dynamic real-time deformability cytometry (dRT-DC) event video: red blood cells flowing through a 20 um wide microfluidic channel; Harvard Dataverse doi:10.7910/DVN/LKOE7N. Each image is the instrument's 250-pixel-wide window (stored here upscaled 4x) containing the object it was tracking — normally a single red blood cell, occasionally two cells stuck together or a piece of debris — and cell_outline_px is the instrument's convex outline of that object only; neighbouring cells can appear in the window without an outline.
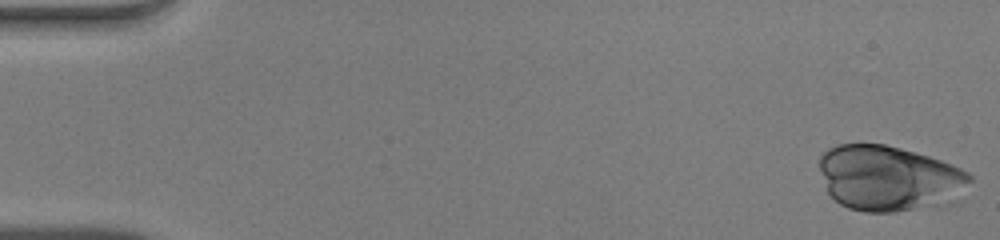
{"species": "human", "species_latin": "Homo sapiens", "temperature_condition": "warm", "stored_images_in_passage": 44, "camera_frame_rate_fps": 3000, "um_per_image_px": 0.085, "donor": {"sex": "male"}, "frame": {"image": 1, "passage_image": 1, "time_ms": 0.0, "image_size_px": [1000, 240], "cell_outline_px": [[972, 180], [912, 208], [896, 212], [864, 212], [848, 208], [840, 204], [828, 192], [820, 168], [820, 156], [828, 148], [836, 144], [884, 144], [916, 152], [940, 160], [960, 168], [968, 172], [972, 176]], "centroid_in_image_um": [75.3, 15.05], "position_along_channel_um": 9.7, "area_um2": 54.16}}
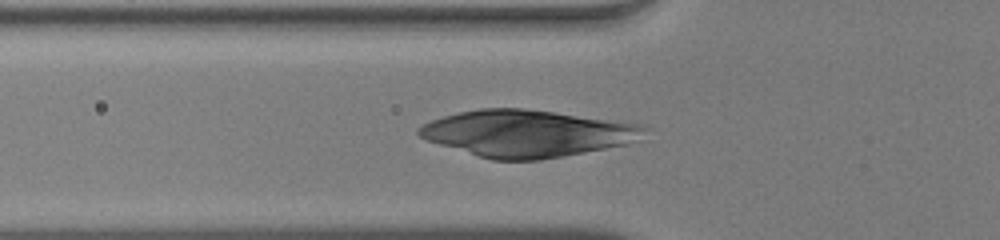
{"frame": {"image": 2, "passage_image": 18, "time_ms": 5.667, "image_size_px": [1000, 240], "cell_outline_px": [[644, 128], [628, 144], [540, 160], [492, 160], [440, 144], [428, 140], [420, 136], [416, 132], [416, 128], [432, 120], [444, 116], [460, 112], [480, 108], [524, 108], [644, 124]], "centroid_in_image_um": [44.74, 11.33], "position_along_channel_um": 81.1, "area_um2": 60.57}}